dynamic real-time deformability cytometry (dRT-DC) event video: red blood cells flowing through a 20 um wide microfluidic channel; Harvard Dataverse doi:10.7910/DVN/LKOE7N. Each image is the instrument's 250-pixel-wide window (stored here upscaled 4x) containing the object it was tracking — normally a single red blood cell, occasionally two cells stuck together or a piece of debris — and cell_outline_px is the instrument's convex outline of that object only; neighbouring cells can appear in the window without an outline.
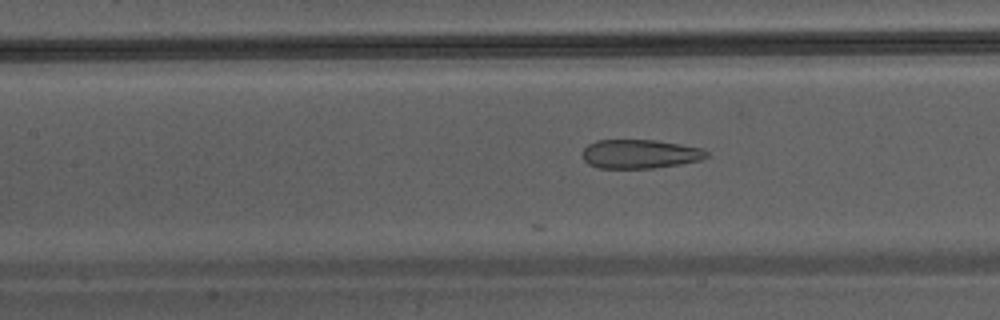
{"species": "Egyptian fruit bat (a non-hibernating species)", "species_latin": "Rousettus aegyptiacus", "temperature_condition": "warm", "stored_images_in_passage": 16, "camera_frame_rate_fps": 3000, "um_per_image_px": 0.085, "animal": {"sex": "male"}, "frame": {"image": 1, "passage_image": 8, "time_ms": 2.333, "image_size_px": [1000, 320], "cell_outline_px": [[708, 156], [700, 160], [680, 164], [652, 168], [600, 168], [588, 164], [584, 160], [584, 148], [588, 144], [596, 140], [656, 140], [704, 148], [708, 152]], "centroid_in_image_um": [54.42, 13.08], "position_along_channel_um": 153.0, "area_um2": 20.92}}
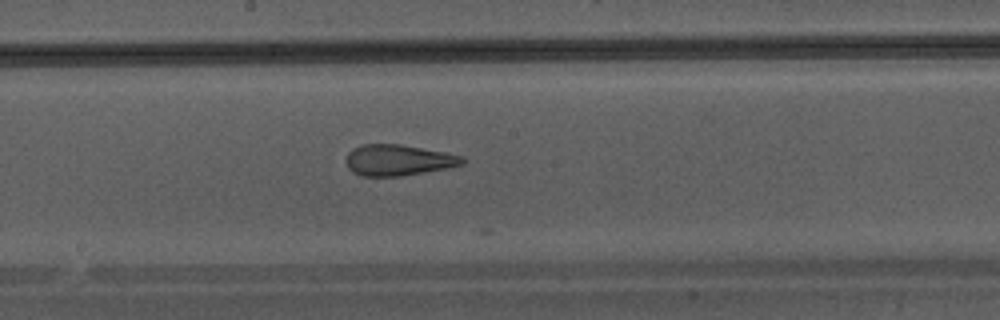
{"frame": {"image": 2, "passage_image": 12, "time_ms": 3.667, "image_size_px": [1000, 320], "cell_outline_px": [[464, 164], [448, 168], [400, 176], [360, 176], [352, 172], [348, 168], [344, 160], [348, 152], [352, 148], [364, 144], [400, 144], [444, 152], [464, 156]], "centroid_in_image_um": [33.81, 13.61], "position_along_channel_um": 214.4, "area_um2": 21.15}}